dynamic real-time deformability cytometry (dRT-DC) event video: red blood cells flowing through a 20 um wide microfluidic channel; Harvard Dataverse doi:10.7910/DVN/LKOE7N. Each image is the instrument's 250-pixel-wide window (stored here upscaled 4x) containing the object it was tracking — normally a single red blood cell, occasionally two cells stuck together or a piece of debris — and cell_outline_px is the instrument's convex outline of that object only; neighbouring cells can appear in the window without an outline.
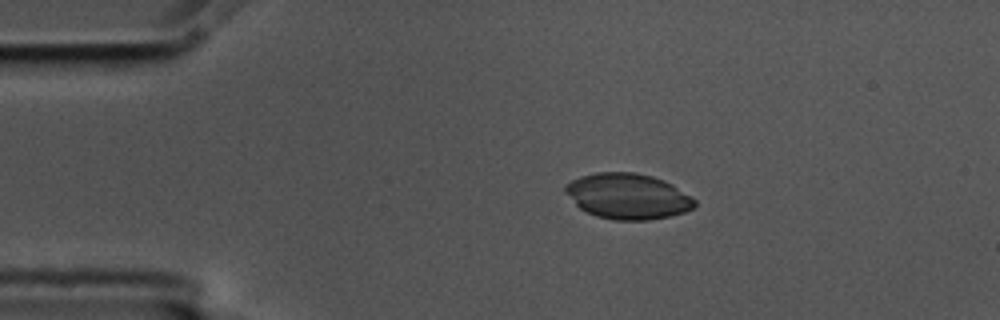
{"species": "common noctule bat (a hibernating species)", "species_latin": "Nyctalus noctula", "temperature_condition": "cold", "stored_images_in_passage": 47, "camera_frame_rate_fps": 3000, "um_per_image_px": 0.085, "animal": {"sex": "male", "body_mass_g": 17.5, "forearm_length_mm": 52.3}, "frame": {"image": 1, "passage_image": 2, "time_ms": 0.333, "image_size_px": [1000, 320], "cell_outline_px": [[696, 204], [692, 208], [684, 212], [668, 216], [648, 220], [612, 220], [596, 216], [580, 208], [564, 192], [564, 188], [572, 180], [580, 176], [596, 172], [636, 172], [652, 176], [664, 180], [672, 184], [692, 196], [696, 200]], "centroid_in_image_um": [53.37, 16.67], "position_along_channel_um": 31.6, "area_um2": 34.39}}